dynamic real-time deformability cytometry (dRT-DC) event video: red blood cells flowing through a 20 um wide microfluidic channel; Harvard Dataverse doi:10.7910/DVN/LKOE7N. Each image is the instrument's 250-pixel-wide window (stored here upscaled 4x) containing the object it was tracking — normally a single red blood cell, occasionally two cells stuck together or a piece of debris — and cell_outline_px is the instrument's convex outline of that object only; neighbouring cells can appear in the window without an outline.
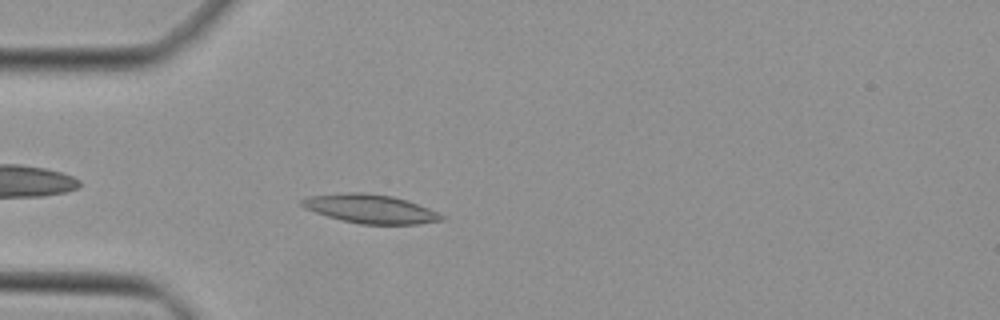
{"species": "Egyptian fruit bat (a non-hibernating species)", "species_latin": "Rousettus aegyptiacus", "temperature_condition": "cold", "stored_images_in_passage": 37, "camera_frame_rate_fps": 3000, "um_per_image_px": 0.085, "animal": {"sex": "female"}, "frame": {"image": 1, "passage_image": 4, "time_ms": 1.0, "image_size_px": [1000, 320], "cell_outline_px": [[444, 220], [416, 224], [360, 224], [328, 216], [304, 208], [300, 204], [300, 200], [308, 196], [352, 192], [360, 192], [392, 196], [428, 208], [444, 216]], "centroid_in_image_um": [31.45, 17.75], "position_along_channel_um": 53.5, "area_um2": 23.0}}
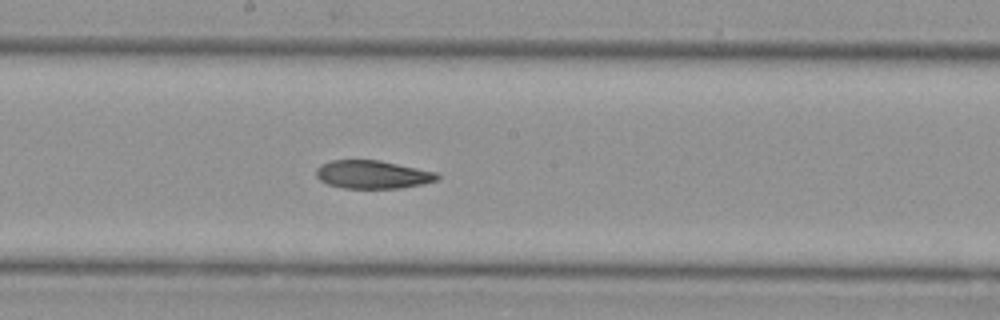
{"frame": {"image": 2, "passage_image": 16, "time_ms": 5.0, "image_size_px": [1000, 320], "cell_outline_px": [[440, 176], [436, 180], [424, 184], [400, 188], [344, 188], [328, 184], [320, 180], [316, 176], [316, 168], [320, 164], [332, 160], [380, 160], [436, 172]], "centroid_in_image_um": [31.65, 14.83], "position_along_channel_um": 216.5, "area_um2": 19.88}}
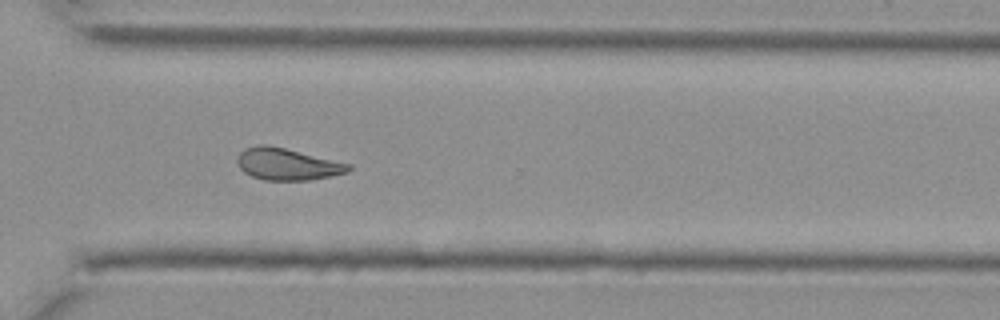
{"frame": {"image": 3, "passage_image": 25, "time_ms": 8.0, "image_size_px": [1000, 320], "cell_outline_px": [[352, 168], [348, 172], [308, 180], [264, 180], [252, 176], [244, 172], [240, 168], [236, 160], [240, 152], [244, 148], [260, 144], [264, 144], [284, 148], [352, 164]], "centroid_in_image_um": [24.4, 13.95], "position_along_channel_um": 346.2, "area_um2": 20.52}}